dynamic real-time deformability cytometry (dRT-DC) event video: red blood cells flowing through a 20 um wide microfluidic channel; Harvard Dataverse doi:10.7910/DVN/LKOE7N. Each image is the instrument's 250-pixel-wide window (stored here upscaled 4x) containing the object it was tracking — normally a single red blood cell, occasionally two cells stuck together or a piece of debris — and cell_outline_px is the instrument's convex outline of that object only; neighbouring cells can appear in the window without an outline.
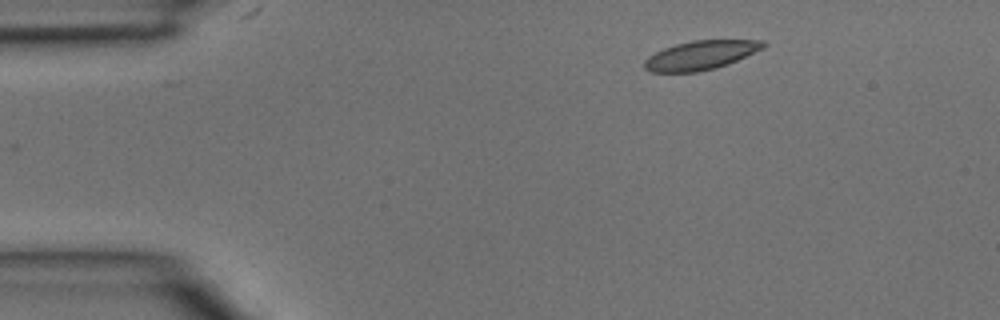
{"species": "common noctule bat (a hibernating species)", "species_latin": "Nyctalus noctula", "temperature_condition": "room temperature", "stored_images_in_passage": 3, "camera_frame_rate_fps": 3000, "um_per_image_px": 0.085, "animal": {"sex": "male", "body_mass_g": 15.6}, "frame": {"image": 1, "passage_image": 1, "time_ms": 0.0, "image_size_px": [1000, 320], "cell_outline_px": [[768, 44], [764, 48], [728, 64], [716, 68], [696, 72], [648, 72], [644, 68], [644, 60], [648, 56], [664, 48], [676, 44], [692, 40], [764, 40]], "centroid_in_image_um": [59.56, 4.69], "position_along_channel_um": 25.4, "area_um2": 20.17}}
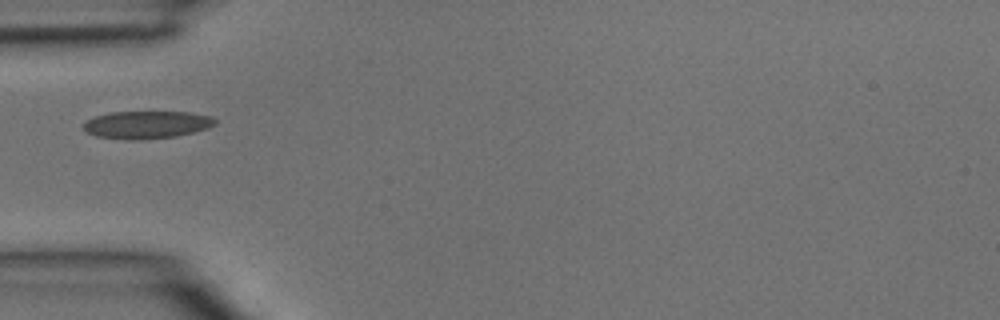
{"frame": {"image": 2, "passage_image": 3, "time_ms": 0.667, "image_size_px": [1000, 320], "cell_outline_px": [[216, 124], [208, 128], [176, 136], [132, 140], [128, 140], [96, 136], [88, 132], [84, 128], [84, 124], [92, 116], [112, 112], [188, 112], [212, 116], [216, 120]], "centroid_in_image_um": [12.48, 10.59], "position_along_channel_um": 72.5, "area_um2": 21.04}}